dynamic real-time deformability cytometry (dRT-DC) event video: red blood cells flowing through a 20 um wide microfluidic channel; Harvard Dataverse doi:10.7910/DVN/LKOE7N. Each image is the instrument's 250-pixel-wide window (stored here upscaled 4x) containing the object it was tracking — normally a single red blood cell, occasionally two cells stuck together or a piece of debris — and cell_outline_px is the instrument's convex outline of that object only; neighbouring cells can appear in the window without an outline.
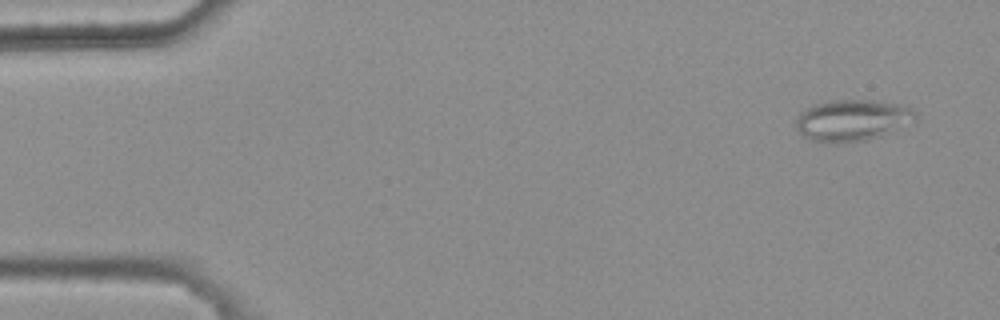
{"species": "common noctule bat (a hibernating species)", "species_latin": "Nyctalus noctula", "temperature_condition": "warm", "stored_images_in_passage": 2, "camera_frame_rate_fps": 3000, "um_per_image_px": 0.085, "animal": {"sex": "female", "body_mass_g": 25.1}, "frame": {"image": 1, "passage_image": 2, "time_ms": 0.333, "image_size_px": [1000, 320], "cell_outline_px": [[916, 120], [880, 136], [868, 140], [836, 144], [824, 144], [812, 140], [804, 136], [796, 128], [796, 120], [800, 112], [816, 104], [832, 100], [872, 100], [900, 104], [912, 108], [916, 112]], "centroid_in_image_um": [72.43, 10.24], "position_along_channel_um": 12.6, "area_um2": 28.96}}